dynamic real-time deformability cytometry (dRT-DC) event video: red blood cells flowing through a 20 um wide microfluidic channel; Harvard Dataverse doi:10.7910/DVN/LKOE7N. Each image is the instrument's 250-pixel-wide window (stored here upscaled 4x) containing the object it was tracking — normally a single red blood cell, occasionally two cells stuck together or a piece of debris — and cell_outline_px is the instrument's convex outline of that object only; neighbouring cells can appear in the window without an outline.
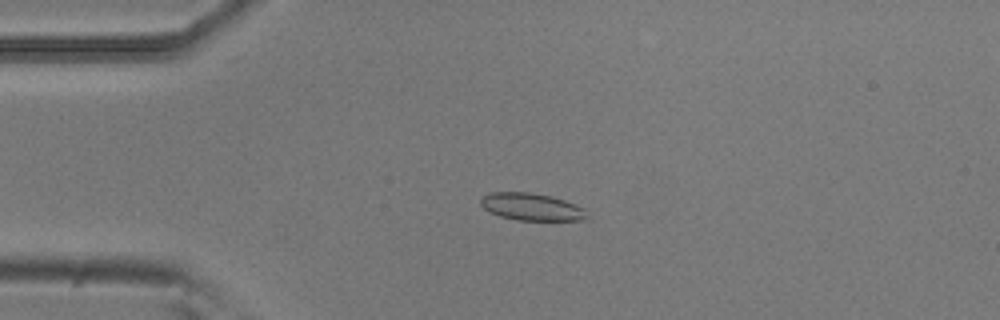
{"species": "common noctule bat (a hibernating species)", "species_latin": "Nyctalus noctula", "temperature_condition": "room temperature", "stored_images_in_passage": 4, "camera_frame_rate_fps": 3000, "um_per_image_px": 0.085, "animal": {"sex": "male", "body_mass_g": 20.5, "forearm_length_mm": 52.5}, "frame": {"image": 1, "passage_image": 3, "time_ms": 0.667, "image_size_px": [1000, 320], "cell_outline_px": [[588, 220], [516, 220], [500, 216], [484, 208], [480, 204], [480, 200], [484, 196], [492, 192], [532, 192], [552, 196], [564, 200], [584, 208], [588, 216]], "centroid_in_image_um": [45.21, 17.58], "position_along_channel_um": 39.8, "area_um2": 16.88}}